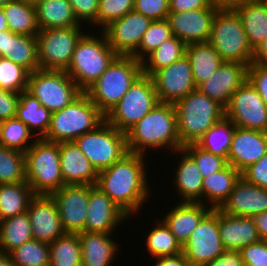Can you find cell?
Instances as JSON below:
<instances>
[{
    "mask_svg": "<svg viewBox=\"0 0 267 266\" xmlns=\"http://www.w3.org/2000/svg\"><path fill=\"white\" fill-rule=\"evenodd\" d=\"M146 155L127 153L98 173L96 185L128 217L140 210L150 195L146 177ZM144 158V159H143Z\"/></svg>",
    "mask_w": 267,
    "mask_h": 266,
    "instance_id": "cell-1",
    "label": "cell"
},
{
    "mask_svg": "<svg viewBox=\"0 0 267 266\" xmlns=\"http://www.w3.org/2000/svg\"><path fill=\"white\" fill-rule=\"evenodd\" d=\"M130 153L145 155L146 149H182L174 104L158 102L140 121L126 132Z\"/></svg>",
    "mask_w": 267,
    "mask_h": 266,
    "instance_id": "cell-2",
    "label": "cell"
},
{
    "mask_svg": "<svg viewBox=\"0 0 267 266\" xmlns=\"http://www.w3.org/2000/svg\"><path fill=\"white\" fill-rule=\"evenodd\" d=\"M181 145L196 143L225 116V108L199 89L174 104Z\"/></svg>",
    "mask_w": 267,
    "mask_h": 266,
    "instance_id": "cell-3",
    "label": "cell"
},
{
    "mask_svg": "<svg viewBox=\"0 0 267 266\" xmlns=\"http://www.w3.org/2000/svg\"><path fill=\"white\" fill-rule=\"evenodd\" d=\"M142 74V64L133 56L118 55L107 70L85 91L106 115Z\"/></svg>",
    "mask_w": 267,
    "mask_h": 266,
    "instance_id": "cell-4",
    "label": "cell"
},
{
    "mask_svg": "<svg viewBox=\"0 0 267 266\" xmlns=\"http://www.w3.org/2000/svg\"><path fill=\"white\" fill-rule=\"evenodd\" d=\"M84 34L76 44L66 72L85 92L108 68L118 54L109 45L105 34ZM98 37V38H97Z\"/></svg>",
    "mask_w": 267,
    "mask_h": 266,
    "instance_id": "cell-5",
    "label": "cell"
},
{
    "mask_svg": "<svg viewBox=\"0 0 267 266\" xmlns=\"http://www.w3.org/2000/svg\"><path fill=\"white\" fill-rule=\"evenodd\" d=\"M105 115L83 92L71 104L52 113L48 132L43 139L51 142H70L94 130Z\"/></svg>",
    "mask_w": 267,
    "mask_h": 266,
    "instance_id": "cell-6",
    "label": "cell"
},
{
    "mask_svg": "<svg viewBox=\"0 0 267 266\" xmlns=\"http://www.w3.org/2000/svg\"><path fill=\"white\" fill-rule=\"evenodd\" d=\"M25 156V176L34 194L51 195L64 186L59 143L37 138Z\"/></svg>",
    "mask_w": 267,
    "mask_h": 266,
    "instance_id": "cell-7",
    "label": "cell"
},
{
    "mask_svg": "<svg viewBox=\"0 0 267 266\" xmlns=\"http://www.w3.org/2000/svg\"><path fill=\"white\" fill-rule=\"evenodd\" d=\"M209 43L223 61L250 65L253 49L244 31L241 19L233 8L218 9L211 29Z\"/></svg>",
    "mask_w": 267,
    "mask_h": 266,
    "instance_id": "cell-8",
    "label": "cell"
},
{
    "mask_svg": "<svg viewBox=\"0 0 267 266\" xmlns=\"http://www.w3.org/2000/svg\"><path fill=\"white\" fill-rule=\"evenodd\" d=\"M151 76L141 74L121 100L105 115L116 129L126 133L158 103Z\"/></svg>",
    "mask_w": 267,
    "mask_h": 266,
    "instance_id": "cell-9",
    "label": "cell"
},
{
    "mask_svg": "<svg viewBox=\"0 0 267 266\" xmlns=\"http://www.w3.org/2000/svg\"><path fill=\"white\" fill-rule=\"evenodd\" d=\"M74 142L98 172L111 167L129 153L126 133L116 129L106 119Z\"/></svg>",
    "mask_w": 267,
    "mask_h": 266,
    "instance_id": "cell-10",
    "label": "cell"
},
{
    "mask_svg": "<svg viewBox=\"0 0 267 266\" xmlns=\"http://www.w3.org/2000/svg\"><path fill=\"white\" fill-rule=\"evenodd\" d=\"M27 91L51 113L65 108L83 93L66 71L41 69L29 73Z\"/></svg>",
    "mask_w": 267,
    "mask_h": 266,
    "instance_id": "cell-11",
    "label": "cell"
},
{
    "mask_svg": "<svg viewBox=\"0 0 267 266\" xmlns=\"http://www.w3.org/2000/svg\"><path fill=\"white\" fill-rule=\"evenodd\" d=\"M82 26L42 29L36 35L39 69L66 71L76 44L85 34Z\"/></svg>",
    "mask_w": 267,
    "mask_h": 266,
    "instance_id": "cell-12",
    "label": "cell"
},
{
    "mask_svg": "<svg viewBox=\"0 0 267 266\" xmlns=\"http://www.w3.org/2000/svg\"><path fill=\"white\" fill-rule=\"evenodd\" d=\"M225 251L218 228V208L211 209L182 246V253L191 266H204Z\"/></svg>",
    "mask_w": 267,
    "mask_h": 266,
    "instance_id": "cell-13",
    "label": "cell"
},
{
    "mask_svg": "<svg viewBox=\"0 0 267 266\" xmlns=\"http://www.w3.org/2000/svg\"><path fill=\"white\" fill-rule=\"evenodd\" d=\"M225 117L236 127L267 132V106L248 79L232 94Z\"/></svg>",
    "mask_w": 267,
    "mask_h": 266,
    "instance_id": "cell-14",
    "label": "cell"
},
{
    "mask_svg": "<svg viewBox=\"0 0 267 266\" xmlns=\"http://www.w3.org/2000/svg\"><path fill=\"white\" fill-rule=\"evenodd\" d=\"M158 101L175 104L195 90L192 67L187 56L156 71L152 76Z\"/></svg>",
    "mask_w": 267,
    "mask_h": 266,
    "instance_id": "cell-15",
    "label": "cell"
},
{
    "mask_svg": "<svg viewBox=\"0 0 267 266\" xmlns=\"http://www.w3.org/2000/svg\"><path fill=\"white\" fill-rule=\"evenodd\" d=\"M151 23L150 18L131 11L101 31L118 55L131 56L139 48L143 35Z\"/></svg>",
    "mask_w": 267,
    "mask_h": 266,
    "instance_id": "cell-16",
    "label": "cell"
},
{
    "mask_svg": "<svg viewBox=\"0 0 267 266\" xmlns=\"http://www.w3.org/2000/svg\"><path fill=\"white\" fill-rule=\"evenodd\" d=\"M62 227L66 233H80L85 229L89 203V185H64L54 191Z\"/></svg>",
    "mask_w": 267,
    "mask_h": 266,
    "instance_id": "cell-17",
    "label": "cell"
},
{
    "mask_svg": "<svg viewBox=\"0 0 267 266\" xmlns=\"http://www.w3.org/2000/svg\"><path fill=\"white\" fill-rule=\"evenodd\" d=\"M218 9L207 7L186 12H169L167 21L172 34L186 45L209 42L212 22Z\"/></svg>",
    "mask_w": 267,
    "mask_h": 266,
    "instance_id": "cell-18",
    "label": "cell"
},
{
    "mask_svg": "<svg viewBox=\"0 0 267 266\" xmlns=\"http://www.w3.org/2000/svg\"><path fill=\"white\" fill-rule=\"evenodd\" d=\"M27 213L33 239L50 244L66 233L52 195L35 194L29 201Z\"/></svg>",
    "mask_w": 267,
    "mask_h": 266,
    "instance_id": "cell-19",
    "label": "cell"
},
{
    "mask_svg": "<svg viewBox=\"0 0 267 266\" xmlns=\"http://www.w3.org/2000/svg\"><path fill=\"white\" fill-rule=\"evenodd\" d=\"M128 218L97 186L89 185V203L83 232L112 234Z\"/></svg>",
    "mask_w": 267,
    "mask_h": 266,
    "instance_id": "cell-20",
    "label": "cell"
},
{
    "mask_svg": "<svg viewBox=\"0 0 267 266\" xmlns=\"http://www.w3.org/2000/svg\"><path fill=\"white\" fill-rule=\"evenodd\" d=\"M248 79V65L239 62L223 61L218 70L197 89L209 98L216 100L224 108L232 94Z\"/></svg>",
    "mask_w": 267,
    "mask_h": 266,
    "instance_id": "cell-21",
    "label": "cell"
},
{
    "mask_svg": "<svg viewBox=\"0 0 267 266\" xmlns=\"http://www.w3.org/2000/svg\"><path fill=\"white\" fill-rule=\"evenodd\" d=\"M267 153V132L235 127L228 164L242 173Z\"/></svg>",
    "mask_w": 267,
    "mask_h": 266,
    "instance_id": "cell-22",
    "label": "cell"
},
{
    "mask_svg": "<svg viewBox=\"0 0 267 266\" xmlns=\"http://www.w3.org/2000/svg\"><path fill=\"white\" fill-rule=\"evenodd\" d=\"M218 209L225 214L242 217L263 213L267 211V189L253 185L240 176L232 192Z\"/></svg>",
    "mask_w": 267,
    "mask_h": 266,
    "instance_id": "cell-23",
    "label": "cell"
},
{
    "mask_svg": "<svg viewBox=\"0 0 267 266\" xmlns=\"http://www.w3.org/2000/svg\"><path fill=\"white\" fill-rule=\"evenodd\" d=\"M59 153L65 185H96L99 172L74 141L60 142Z\"/></svg>",
    "mask_w": 267,
    "mask_h": 266,
    "instance_id": "cell-24",
    "label": "cell"
},
{
    "mask_svg": "<svg viewBox=\"0 0 267 266\" xmlns=\"http://www.w3.org/2000/svg\"><path fill=\"white\" fill-rule=\"evenodd\" d=\"M218 228L225 250L240 251L261 240L252 217L229 215L218 209Z\"/></svg>",
    "mask_w": 267,
    "mask_h": 266,
    "instance_id": "cell-25",
    "label": "cell"
},
{
    "mask_svg": "<svg viewBox=\"0 0 267 266\" xmlns=\"http://www.w3.org/2000/svg\"><path fill=\"white\" fill-rule=\"evenodd\" d=\"M211 209V206L207 207L203 203L180 202L161 220L183 246Z\"/></svg>",
    "mask_w": 267,
    "mask_h": 266,
    "instance_id": "cell-26",
    "label": "cell"
},
{
    "mask_svg": "<svg viewBox=\"0 0 267 266\" xmlns=\"http://www.w3.org/2000/svg\"><path fill=\"white\" fill-rule=\"evenodd\" d=\"M181 156L177 164L176 175L173 178L174 186L178 191L180 202L202 203L203 177L194 159L182 148L176 153ZM183 200V201H182Z\"/></svg>",
    "mask_w": 267,
    "mask_h": 266,
    "instance_id": "cell-27",
    "label": "cell"
},
{
    "mask_svg": "<svg viewBox=\"0 0 267 266\" xmlns=\"http://www.w3.org/2000/svg\"><path fill=\"white\" fill-rule=\"evenodd\" d=\"M111 234L80 232L82 266H110L118 251V243Z\"/></svg>",
    "mask_w": 267,
    "mask_h": 266,
    "instance_id": "cell-28",
    "label": "cell"
},
{
    "mask_svg": "<svg viewBox=\"0 0 267 266\" xmlns=\"http://www.w3.org/2000/svg\"><path fill=\"white\" fill-rule=\"evenodd\" d=\"M233 9L241 19L248 41L254 50L267 39V3L264 0H244Z\"/></svg>",
    "mask_w": 267,
    "mask_h": 266,
    "instance_id": "cell-29",
    "label": "cell"
},
{
    "mask_svg": "<svg viewBox=\"0 0 267 266\" xmlns=\"http://www.w3.org/2000/svg\"><path fill=\"white\" fill-rule=\"evenodd\" d=\"M185 55L192 67L196 87L208 80L223 63L221 56L209 42L187 44Z\"/></svg>",
    "mask_w": 267,
    "mask_h": 266,
    "instance_id": "cell-30",
    "label": "cell"
},
{
    "mask_svg": "<svg viewBox=\"0 0 267 266\" xmlns=\"http://www.w3.org/2000/svg\"><path fill=\"white\" fill-rule=\"evenodd\" d=\"M240 176L241 173L228 164L224 169L204 177L202 181V198H204L202 200L206 202L202 203L207 205L209 203L212 209L219 208L232 192Z\"/></svg>",
    "mask_w": 267,
    "mask_h": 266,
    "instance_id": "cell-31",
    "label": "cell"
},
{
    "mask_svg": "<svg viewBox=\"0 0 267 266\" xmlns=\"http://www.w3.org/2000/svg\"><path fill=\"white\" fill-rule=\"evenodd\" d=\"M52 113L27 90L20 93L16 118L27 125L37 138H43L49 130ZM35 129V130H34ZM34 131L36 133H34Z\"/></svg>",
    "mask_w": 267,
    "mask_h": 266,
    "instance_id": "cell-32",
    "label": "cell"
},
{
    "mask_svg": "<svg viewBox=\"0 0 267 266\" xmlns=\"http://www.w3.org/2000/svg\"><path fill=\"white\" fill-rule=\"evenodd\" d=\"M35 8L40 30L82 26L68 0H42Z\"/></svg>",
    "mask_w": 267,
    "mask_h": 266,
    "instance_id": "cell-33",
    "label": "cell"
},
{
    "mask_svg": "<svg viewBox=\"0 0 267 266\" xmlns=\"http://www.w3.org/2000/svg\"><path fill=\"white\" fill-rule=\"evenodd\" d=\"M31 239L33 233L27 212L0 221V252L9 254Z\"/></svg>",
    "mask_w": 267,
    "mask_h": 266,
    "instance_id": "cell-34",
    "label": "cell"
},
{
    "mask_svg": "<svg viewBox=\"0 0 267 266\" xmlns=\"http://www.w3.org/2000/svg\"><path fill=\"white\" fill-rule=\"evenodd\" d=\"M5 58L22 66L29 73L39 70L36 36L17 34L8 30Z\"/></svg>",
    "mask_w": 267,
    "mask_h": 266,
    "instance_id": "cell-35",
    "label": "cell"
},
{
    "mask_svg": "<svg viewBox=\"0 0 267 266\" xmlns=\"http://www.w3.org/2000/svg\"><path fill=\"white\" fill-rule=\"evenodd\" d=\"M2 8L10 31L29 36H36L39 33L34 5L23 0H12Z\"/></svg>",
    "mask_w": 267,
    "mask_h": 266,
    "instance_id": "cell-36",
    "label": "cell"
},
{
    "mask_svg": "<svg viewBox=\"0 0 267 266\" xmlns=\"http://www.w3.org/2000/svg\"><path fill=\"white\" fill-rule=\"evenodd\" d=\"M35 194L26 182L0 185V221L27 212Z\"/></svg>",
    "mask_w": 267,
    "mask_h": 266,
    "instance_id": "cell-37",
    "label": "cell"
},
{
    "mask_svg": "<svg viewBox=\"0 0 267 266\" xmlns=\"http://www.w3.org/2000/svg\"><path fill=\"white\" fill-rule=\"evenodd\" d=\"M186 44L174 35L165 40L142 61V73L152 76L159 69L173 64L185 56Z\"/></svg>",
    "mask_w": 267,
    "mask_h": 266,
    "instance_id": "cell-38",
    "label": "cell"
},
{
    "mask_svg": "<svg viewBox=\"0 0 267 266\" xmlns=\"http://www.w3.org/2000/svg\"><path fill=\"white\" fill-rule=\"evenodd\" d=\"M235 125L223 117L212 126L196 144L203 150L228 159V152L232 142Z\"/></svg>",
    "mask_w": 267,
    "mask_h": 266,
    "instance_id": "cell-39",
    "label": "cell"
},
{
    "mask_svg": "<svg viewBox=\"0 0 267 266\" xmlns=\"http://www.w3.org/2000/svg\"><path fill=\"white\" fill-rule=\"evenodd\" d=\"M49 266H82L81 243L77 233H65L49 244Z\"/></svg>",
    "mask_w": 267,
    "mask_h": 266,
    "instance_id": "cell-40",
    "label": "cell"
},
{
    "mask_svg": "<svg viewBox=\"0 0 267 266\" xmlns=\"http://www.w3.org/2000/svg\"><path fill=\"white\" fill-rule=\"evenodd\" d=\"M155 222H157V226L155 225L146 237V248L150 255L154 257L153 259L182 253V246L176 240L170 229L162 220Z\"/></svg>",
    "mask_w": 267,
    "mask_h": 266,
    "instance_id": "cell-41",
    "label": "cell"
},
{
    "mask_svg": "<svg viewBox=\"0 0 267 266\" xmlns=\"http://www.w3.org/2000/svg\"><path fill=\"white\" fill-rule=\"evenodd\" d=\"M34 136L27 125L16 117L0 122V145L4 147L25 153L37 139Z\"/></svg>",
    "mask_w": 267,
    "mask_h": 266,
    "instance_id": "cell-42",
    "label": "cell"
},
{
    "mask_svg": "<svg viewBox=\"0 0 267 266\" xmlns=\"http://www.w3.org/2000/svg\"><path fill=\"white\" fill-rule=\"evenodd\" d=\"M13 266H49V243L31 239L9 253Z\"/></svg>",
    "mask_w": 267,
    "mask_h": 266,
    "instance_id": "cell-43",
    "label": "cell"
},
{
    "mask_svg": "<svg viewBox=\"0 0 267 266\" xmlns=\"http://www.w3.org/2000/svg\"><path fill=\"white\" fill-rule=\"evenodd\" d=\"M26 181L24 153L0 145V185Z\"/></svg>",
    "mask_w": 267,
    "mask_h": 266,
    "instance_id": "cell-44",
    "label": "cell"
},
{
    "mask_svg": "<svg viewBox=\"0 0 267 266\" xmlns=\"http://www.w3.org/2000/svg\"><path fill=\"white\" fill-rule=\"evenodd\" d=\"M173 36L167 19L152 21L144 33L139 48L131 55L142 61L149 53L156 50L165 40Z\"/></svg>",
    "mask_w": 267,
    "mask_h": 266,
    "instance_id": "cell-45",
    "label": "cell"
},
{
    "mask_svg": "<svg viewBox=\"0 0 267 266\" xmlns=\"http://www.w3.org/2000/svg\"><path fill=\"white\" fill-rule=\"evenodd\" d=\"M28 76L25 68L0 57V88L21 93L27 90Z\"/></svg>",
    "mask_w": 267,
    "mask_h": 266,
    "instance_id": "cell-46",
    "label": "cell"
},
{
    "mask_svg": "<svg viewBox=\"0 0 267 266\" xmlns=\"http://www.w3.org/2000/svg\"><path fill=\"white\" fill-rule=\"evenodd\" d=\"M183 149L194 159L203 178L224 169L228 165L226 158L207 152L196 143L184 145Z\"/></svg>",
    "mask_w": 267,
    "mask_h": 266,
    "instance_id": "cell-47",
    "label": "cell"
},
{
    "mask_svg": "<svg viewBox=\"0 0 267 266\" xmlns=\"http://www.w3.org/2000/svg\"><path fill=\"white\" fill-rule=\"evenodd\" d=\"M135 0H99L96 26L103 30L115 20L134 11Z\"/></svg>",
    "mask_w": 267,
    "mask_h": 266,
    "instance_id": "cell-48",
    "label": "cell"
},
{
    "mask_svg": "<svg viewBox=\"0 0 267 266\" xmlns=\"http://www.w3.org/2000/svg\"><path fill=\"white\" fill-rule=\"evenodd\" d=\"M134 11L143 14L152 21L167 19L169 0H135Z\"/></svg>",
    "mask_w": 267,
    "mask_h": 266,
    "instance_id": "cell-49",
    "label": "cell"
},
{
    "mask_svg": "<svg viewBox=\"0 0 267 266\" xmlns=\"http://www.w3.org/2000/svg\"><path fill=\"white\" fill-rule=\"evenodd\" d=\"M245 266H267V241L260 240L240 250Z\"/></svg>",
    "mask_w": 267,
    "mask_h": 266,
    "instance_id": "cell-50",
    "label": "cell"
},
{
    "mask_svg": "<svg viewBox=\"0 0 267 266\" xmlns=\"http://www.w3.org/2000/svg\"><path fill=\"white\" fill-rule=\"evenodd\" d=\"M72 6L77 21L96 25L99 0H68ZM84 20V21H83Z\"/></svg>",
    "mask_w": 267,
    "mask_h": 266,
    "instance_id": "cell-51",
    "label": "cell"
},
{
    "mask_svg": "<svg viewBox=\"0 0 267 266\" xmlns=\"http://www.w3.org/2000/svg\"><path fill=\"white\" fill-rule=\"evenodd\" d=\"M248 80L267 106V65L252 62L248 66Z\"/></svg>",
    "mask_w": 267,
    "mask_h": 266,
    "instance_id": "cell-52",
    "label": "cell"
},
{
    "mask_svg": "<svg viewBox=\"0 0 267 266\" xmlns=\"http://www.w3.org/2000/svg\"><path fill=\"white\" fill-rule=\"evenodd\" d=\"M241 176L253 185L267 189V153L259 161L245 169Z\"/></svg>",
    "mask_w": 267,
    "mask_h": 266,
    "instance_id": "cell-53",
    "label": "cell"
},
{
    "mask_svg": "<svg viewBox=\"0 0 267 266\" xmlns=\"http://www.w3.org/2000/svg\"><path fill=\"white\" fill-rule=\"evenodd\" d=\"M20 93L0 88V122L16 117Z\"/></svg>",
    "mask_w": 267,
    "mask_h": 266,
    "instance_id": "cell-54",
    "label": "cell"
},
{
    "mask_svg": "<svg viewBox=\"0 0 267 266\" xmlns=\"http://www.w3.org/2000/svg\"><path fill=\"white\" fill-rule=\"evenodd\" d=\"M213 6L209 0H169L170 12H186Z\"/></svg>",
    "mask_w": 267,
    "mask_h": 266,
    "instance_id": "cell-55",
    "label": "cell"
},
{
    "mask_svg": "<svg viewBox=\"0 0 267 266\" xmlns=\"http://www.w3.org/2000/svg\"><path fill=\"white\" fill-rule=\"evenodd\" d=\"M204 266H245L240 251L226 250Z\"/></svg>",
    "mask_w": 267,
    "mask_h": 266,
    "instance_id": "cell-56",
    "label": "cell"
},
{
    "mask_svg": "<svg viewBox=\"0 0 267 266\" xmlns=\"http://www.w3.org/2000/svg\"><path fill=\"white\" fill-rule=\"evenodd\" d=\"M155 266H191L183 253L174 256L158 257Z\"/></svg>",
    "mask_w": 267,
    "mask_h": 266,
    "instance_id": "cell-57",
    "label": "cell"
},
{
    "mask_svg": "<svg viewBox=\"0 0 267 266\" xmlns=\"http://www.w3.org/2000/svg\"><path fill=\"white\" fill-rule=\"evenodd\" d=\"M261 240L267 241V211L252 217Z\"/></svg>",
    "mask_w": 267,
    "mask_h": 266,
    "instance_id": "cell-58",
    "label": "cell"
},
{
    "mask_svg": "<svg viewBox=\"0 0 267 266\" xmlns=\"http://www.w3.org/2000/svg\"><path fill=\"white\" fill-rule=\"evenodd\" d=\"M252 62L267 65V39L254 49Z\"/></svg>",
    "mask_w": 267,
    "mask_h": 266,
    "instance_id": "cell-59",
    "label": "cell"
},
{
    "mask_svg": "<svg viewBox=\"0 0 267 266\" xmlns=\"http://www.w3.org/2000/svg\"><path fill=\"white\" fill-rule=\"evenodd\" d=\"M209 1L213 6L219 9H227L238 6L244 0H209Z\"/></svg>",
    "mask_w": 267,
    "mask_h": 266,
    "instance_id": "cell-60",
    "label": "cell"
},
{
    "mask_svg": "<svg viewBox=\"0 0 267 266\" xmlns=\"http://www.w3.org/2000/svg\"><path fill=\"white\" fill-rule=\"evenodd\" d=\"M8 45V30L0 31V57L5 58V52H7Z\"/></svg>",
    "mask_w": 267,
    "mask_h": 266,
    "instance_id": "cell-61",
    "label": "cell"
},
{
    "mask_svg": "<svg viewBox=\"0 0 267 266\" xmlns=\"http://www.w3.org/2000/svg\"><path fill=\"white\" fill-rule=\"evenodd\" d=\"M0 266H13L12 259L9 254L0 252Z\"/></svg>",
    "mask_w": 267,
    "mask_h": 266,
    "instance_id": "cell-62",
    "label": "cell"
},
{
    "mask_svg": "<svg viewBox=\"0 0 267 266\" xmlns=\"http://www.w3.org/2000/svg\"><path fill=\"white\" fill-rule=\"evenodd\" d=\"M9 30L3 8H0V31Z\"/></svg>",
    "mask_w": 267,
    "mask_h": 266,
    "instance_id": "cell-63",
    "label": "cell"
},
{
    "mask_svg": "<svg viewBox=\"0 0 267 266\" xmlns=\"http://www.w3.org/2000/svg\"><path fill=\"white\" fill-rule=\"evenodd\" d=\"M28 4L34 5L36 6L39 2H41L42 0H23Z\"/></svg>",
    "mask_w": 267,
    "mask_h": 266,
    "instance_id": "cell-64",
    "label": "cell"
},
{
    "mask_svg": "<svg viewBox=\"0 0 267 266\" xmlns=\"http://www.w3.org/2000/svg\"><path fill=\"white\" fill-rule=\"evenodd\" d=\"M10 1L12 0H0V8L4 7Z\"/></svg>",
    "mask_w": 267,
    "mask_h": 266,
    "instance_id": "cell-65",
    "label": "cell"
}]
</instances>
